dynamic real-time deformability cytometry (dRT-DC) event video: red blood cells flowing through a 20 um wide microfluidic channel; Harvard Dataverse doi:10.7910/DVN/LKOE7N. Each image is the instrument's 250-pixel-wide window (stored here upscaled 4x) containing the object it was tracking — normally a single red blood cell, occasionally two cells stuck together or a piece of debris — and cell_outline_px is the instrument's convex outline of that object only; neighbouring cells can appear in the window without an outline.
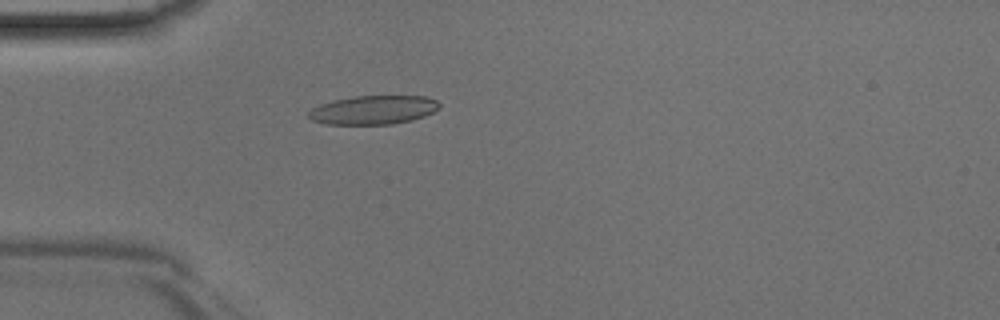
{"species": "Egyptian fruit bat (a non-hibernating species)", "species_latin": "Rousettus aegyptiacus", "temperature_condition": "room temperature", "stored_images_in_passage": 33, "camera_frame_rate_fps": 3000, "um_per_image_px": 0.085, "animal": {"sex": "male"}, "frame": {"image": 1, "passage_image": 1, "time_ms": 0.0, "image_size_px": [1000, 320], "cell_outline_px": [[440, 108], [424, 116], [412, 120], [392, 124], [324, 124], [312, 120], [308, 116], [308, 112], [312, 108], [320, 104], [336, 100], [356, 96], [424, 96], [436, 100], [440, 104]], "centroid_in_image_um": [31.74, 9.35], "position_along_channel_um": 53.3, "area_um2": 21.85}}
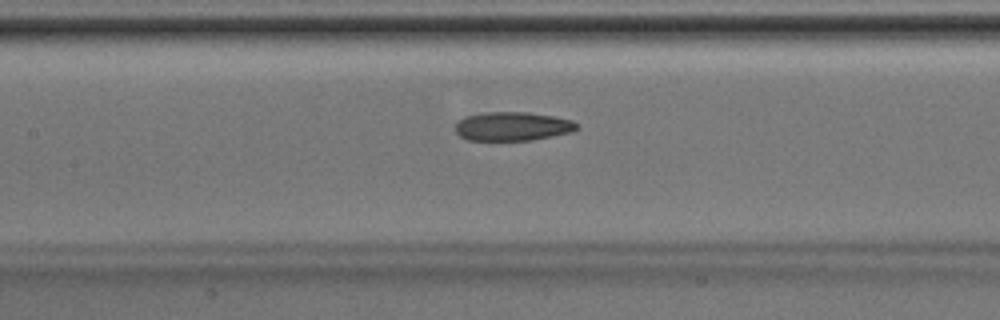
{"frame": {"image": 2, "passage_image": 9, "time_ms": 2.667, "image_size_px": [1000, 320], "cell_outline_px": [[576, 128], [572, 132], [532, 140], [468, 140], [460, 136], [456, 132], [456, 124], [464, 116], [484, 112], [528, 112], [552, 116], [572, 120], [576, 124]], "centroid_in_image_um": [43.53, 10.73], "position_along_channel_um": 163.9, "area_um2": 20.29}}
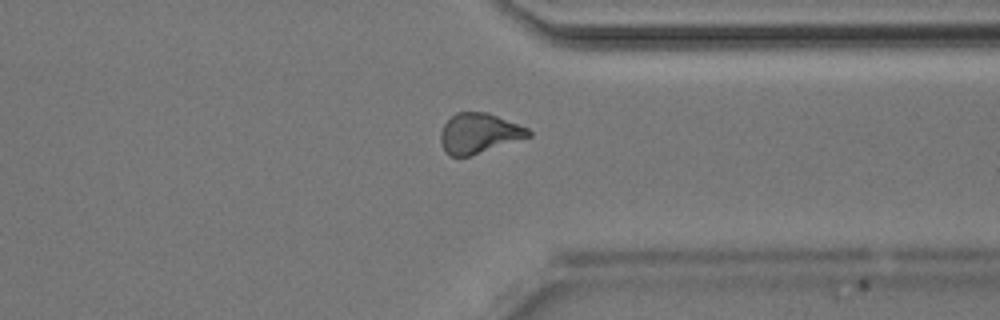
{"frame": {"image": 3, "passage_image": 23, "time_ms": 7.333, "image_size_px": [1000, 320], "cell_outline_px": [[532, 136], [468, 156], [448, 156], [444, 152], [440, 144], [440, 132], [444, 124], [456, 112], [488, 112], [528, 128], [532, 132]], "centroid_in_image_um": [40.69, 11.33], "position_along_channel_um": 370.7, "area_um2": 20.52}}